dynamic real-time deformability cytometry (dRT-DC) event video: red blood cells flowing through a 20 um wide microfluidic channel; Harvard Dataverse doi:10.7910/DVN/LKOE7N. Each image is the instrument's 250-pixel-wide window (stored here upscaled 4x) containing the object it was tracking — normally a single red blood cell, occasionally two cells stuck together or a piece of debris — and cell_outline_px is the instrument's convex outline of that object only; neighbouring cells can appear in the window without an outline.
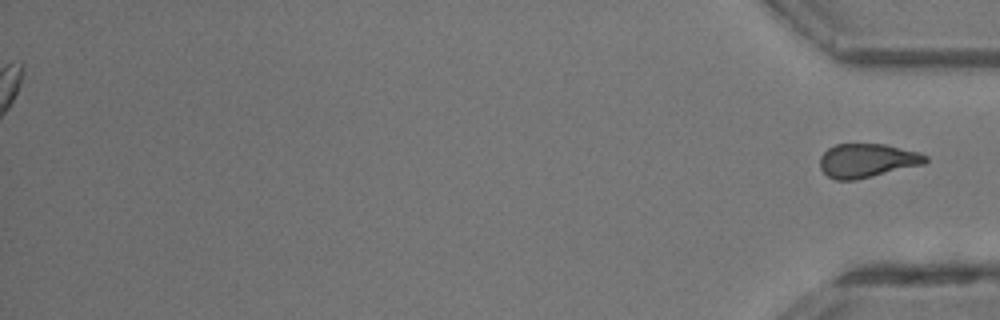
{"species": "common noctule bat (a hibernating species)", "species_latin": "Nyctalus noctula", "temperature_condition": "room temperature", "stored_images_in_passage": 29, "segment_of_instrument_passage": [2, 2], "camera_frame_rate_fps": 3000, "um_per_image_px": 0.085, "animal": {"sex": "male", "body_mass_g": 13.3}, "frame": {"image": 1, "passage_image": 29, "time_ms": 9.333, "image_size_px": [1000, 320], "cell_outline_px": [[928, 160], [924, 164], [856, 180], [836, 180], [828, 176], [820, 168], [820, 156], [828, 148], [836, 144], [884, 144], [920, 152], [928, 156]], "centroid_in_image_um": [73.71, 13.64], "position_along_channel_um": 361.5, "area_um2": 20.87}}